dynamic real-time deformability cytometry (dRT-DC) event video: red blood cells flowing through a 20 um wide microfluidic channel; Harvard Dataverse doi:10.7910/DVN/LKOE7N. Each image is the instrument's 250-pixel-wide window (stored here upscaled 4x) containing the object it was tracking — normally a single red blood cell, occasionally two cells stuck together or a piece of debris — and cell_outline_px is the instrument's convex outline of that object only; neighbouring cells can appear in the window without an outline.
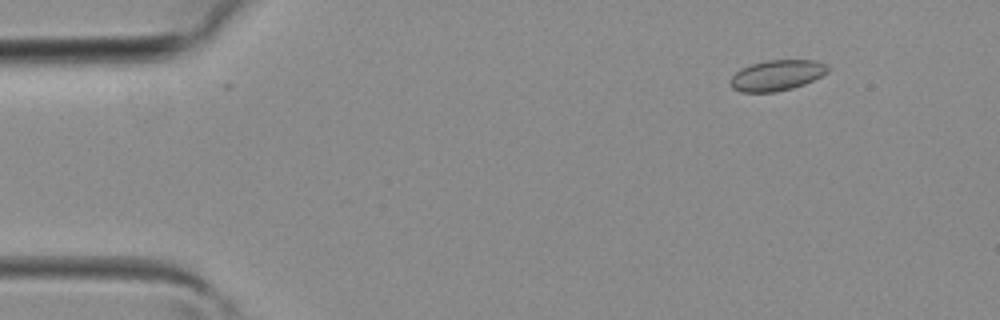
{"species": "common noctule bat (a hibernating species)", "species_latin": "Nyctalus noctula", "temperature_condition": "room temperature", "stored_images_in_passage": 30, "camera_frame_rate_fps": 3000, "um_per_image_px": 0.085, "animal": {"sex": "female", "body_mass_g": 19.3, "forearm_length_mm": 54.1}, "frame": {"image": 1, "passage_image": 3, "time_ms": 0.667, "image_size_px": [1000, 320], "cell_outline_px": [[828, 72], [804, 84], [792, 88], [772, 92], [740, 92], [732, 88], [728, 84], [732, 76], [740, 68], [764, 60], [812, 60], [828, 64]], "centroid_in_image_um": [65.99, 6.4], "position_along_channel_um": 19.0, "area_um2": 17.4}}
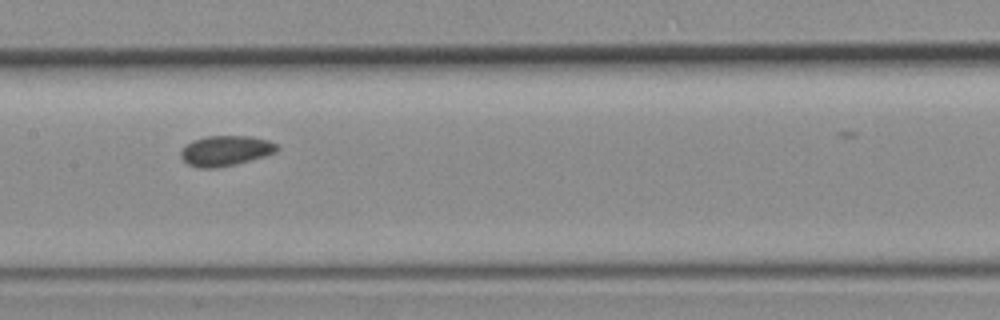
{"frame": {"image": 2, "passage_image": 18, "time_ms": 5.667, "image_size_px": [1000, 320], "cell_outline_px": [[280, 148], [276, 152], [264, 156], [216, 168], [200, 168], [188, 164], [180, 156], [180, 152], [192, 140], [208, 136], [252, 136], [268, 140], [276, 144]], "centroid_in_image_um": [19.18, 12.8], "position_along_channel_um": 188.2, "area_um2": 16.7}}
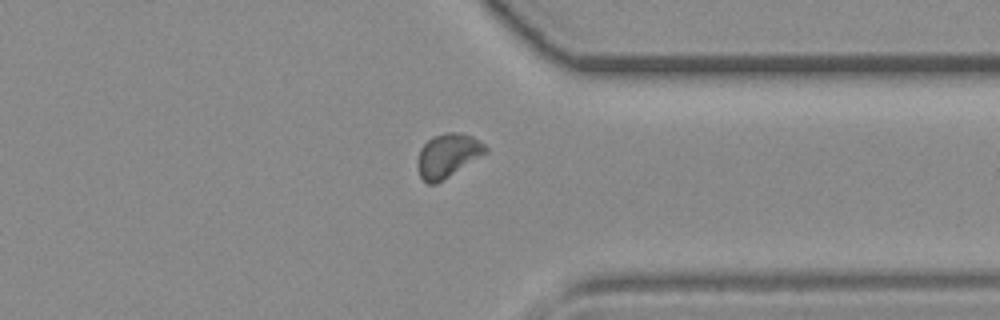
{"frame": {"image": 3, "passage_image": 29, "time_ms": 9.333, "image_size_px": [1000, 320], "cell_outline_px": [[488, 152], [436, 184], [428, 184], [420, 176], [420, 148], [432, 136], [444, 132], [456, 132], [472, 136], [480, 140], [488, 148]], "centroid_in_image_um": [38.11, 13.19], "position_along_channel_um": 373.3, "area_um2": 16.99}}